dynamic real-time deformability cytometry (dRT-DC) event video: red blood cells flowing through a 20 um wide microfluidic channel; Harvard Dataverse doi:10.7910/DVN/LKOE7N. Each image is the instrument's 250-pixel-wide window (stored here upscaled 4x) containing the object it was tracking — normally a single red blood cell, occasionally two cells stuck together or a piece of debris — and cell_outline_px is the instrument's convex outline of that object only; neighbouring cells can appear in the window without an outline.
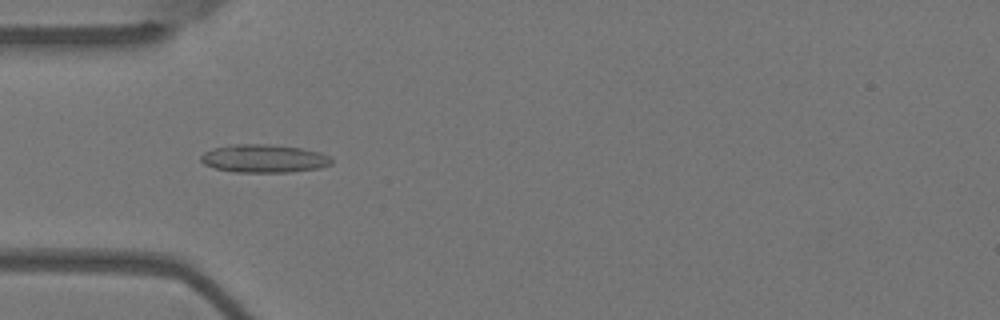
{"species": "Egyptian fruit bat (a non-hibernating species)", "species_latin": "Rousettus aegyptiacus", "temperature_condition": "warm", "stored_images_in_passage": 48, "camera_frame_rate_fps": 3000, "um_per_image_px": 0.085, "animal": {"sex": "female"}, "frame": {"image": 1, "passage_image": 17, "time_ms": 5.333, "image_size_px": [1000, 320], "cell_outline_px": [[332, 164], [320, 168], [292, 172], [236, 172], [216, 168], [204, 164], [200, 160], [200, 156], [204, 152], [212, 148], [232, 144], [268, 144], [300, 148], [320, 152], [328, 156], [332, 160]], "centroid_in_image_um": [22.43, 13.47], "position_along_channel_um": 62.6, "area_um2": 21.44}}
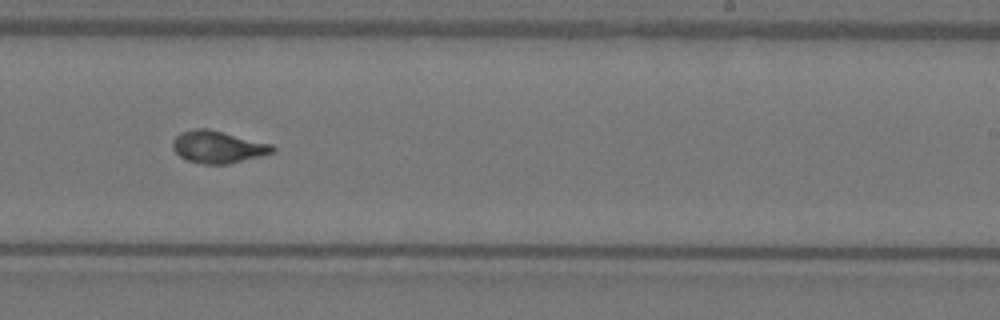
{"frame": {"image": 2, "passage_image": 34, "time_ms": 11.0, "image_size_px": [1000, 320], "cell_outline_px": [[276, 148], [272, 152], [260, 156], [228, 164], [204, 164], [184, 160], [172, 148], [172, 140], [180, 132], [196, 128], [208, 128], [272, 144]], "centroid_in_image_um": [18.48, 12.48], "position_along_channel_um": 270.5, "area_um2": 18.79}}
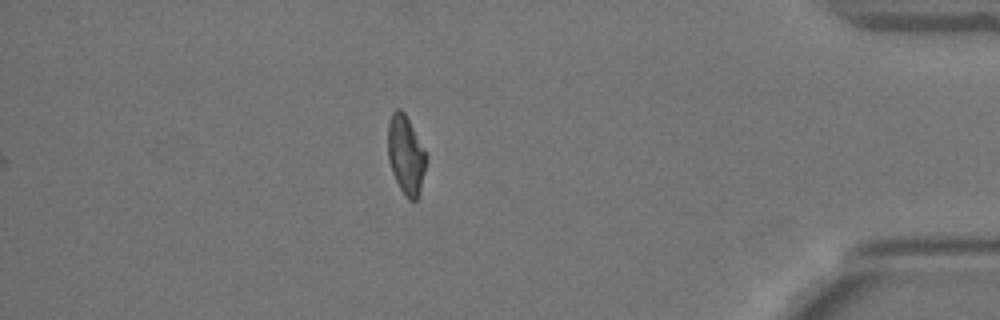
{"frame": {"image": 3, "passage_image": 48, "time_ms": 15.667, "image_size_px": [1000, 320], "cell_outline_px": [[424, 168], [420, 188], [416, 200], [408, 200], [404, 196], [392, 172], [388, 160], [388, 124], [392, 112], [396, 108], [400, 108], [404, 112], [424, 152]], "centroid_in_image_um": [34.43, 13.16], "position_along_channel_um": 400.8, "area_um2": 16.82}, "authors_computed_cell_mechanics": {"area_um2": 18.6694, "velocity_mm_per_s": 3.6825, "shape_relaxation_time_tau1_ms": 9.2924, "shape_relaxation_time_tau2_ms": 0.8838, "deformation_change_tau1": 0.3037, "deformation_change_tau2": 0.0582}}